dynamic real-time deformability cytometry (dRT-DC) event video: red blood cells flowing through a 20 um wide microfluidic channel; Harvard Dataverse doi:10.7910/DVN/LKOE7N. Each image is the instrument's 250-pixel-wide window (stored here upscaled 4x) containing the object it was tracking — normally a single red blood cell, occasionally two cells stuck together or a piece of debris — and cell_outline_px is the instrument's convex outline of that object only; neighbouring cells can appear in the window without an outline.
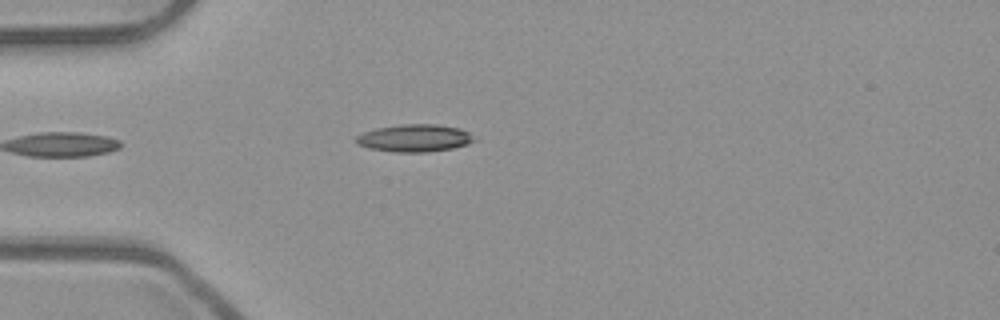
{"species": "common noctule bat (a hibernating species)", "species_latin": "Nyctalus noctula", "temperature_condition": "room temperature", "stored_images_in_passage": 24, "camera_frame_rate_fps": 3000, "um_per_image_px": 0.085, "animal": {"sex": "male", "body_mass_g": 23.1, "forearm_length_mm": 52.7}, "frame": {"image": 1, "passage_image": 1, "time_ms": 0.0, "image_size_px": [1000, 320], "cell_outline_px": [[476, 140], [468, 144], [452, 148], [428, 152], [396, 152], [372, 148], [356, 144], [356, 136], [364, 132], [376, 128], [400, 124], [440, 124], [460, 128], [468, 132]], "centroid_in_image_um": [35.26, 11.73], "position_along_channel_um": 49.7, "area_um2": 18.84}}